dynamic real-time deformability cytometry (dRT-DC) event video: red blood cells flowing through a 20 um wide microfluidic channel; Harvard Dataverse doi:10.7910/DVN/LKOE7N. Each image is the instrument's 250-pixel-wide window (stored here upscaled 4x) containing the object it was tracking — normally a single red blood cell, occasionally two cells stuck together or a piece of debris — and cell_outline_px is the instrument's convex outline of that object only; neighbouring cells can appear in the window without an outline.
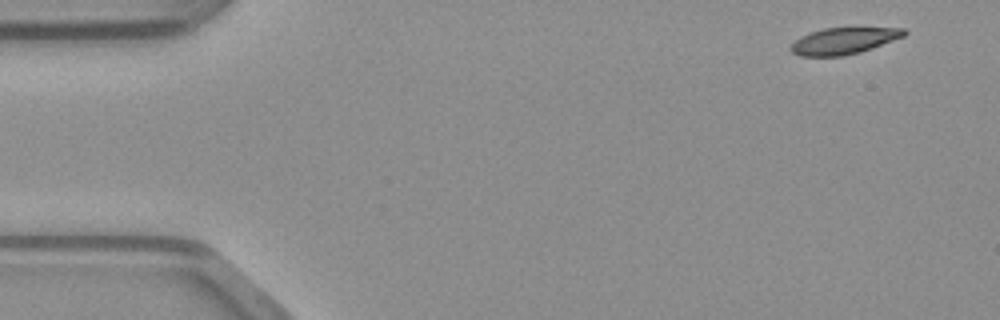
{"species": "common noctule bat (a hibernating species)", "species_latin": "Nyctalus noctula", "temperature_condition": "warm", "stored_images_in_passage": 46, "camera_frame_rate_fps": 3000, "um_per_image_px": 0.085, "animal": {"sex": "male", "body_mass_g": 23.1, "forearm_length_mm": 52.7}, "frame": {"image": 1, "passage_image": 1, "time_ms": 0.0, "image_size_px": [1000, 320], "cell_outline_px": [[908, 32], [904, 36], [872, 48], [860, 52], [844, 56], [800, 56], [792, 52], [788, 48], [800, 36], [824, 28], [852, 24], [904, 28]], "centroid_in_image_um": [71.79, 3.4], "position_along_channel_um": 13.2, "area_um2": 18.55}}
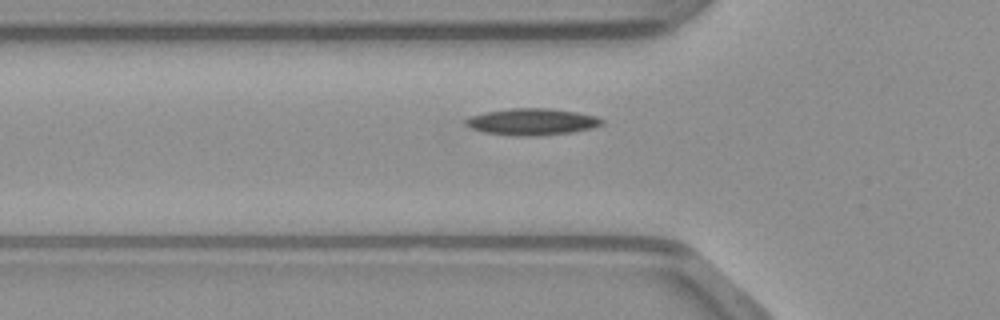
{"frame": {"image": 2, "passage_image": 14, "time_ms": 4.333, "image_size_px": [1000, 320], "cell_outline_px": [[604, 124], [592, 128], [572, 132], [540, 136], [512, 136], [484, 132], [472, 128], [464, 124], [464, 120], [472, 116], [484, 112], [512, 108], [548, 108], [576, 112], [596, 116], [604, 120]], "centroid_in_image_um": [45.23, 10.36], "position_along_channel_um": 80.6, "area_um2": 21.27}}
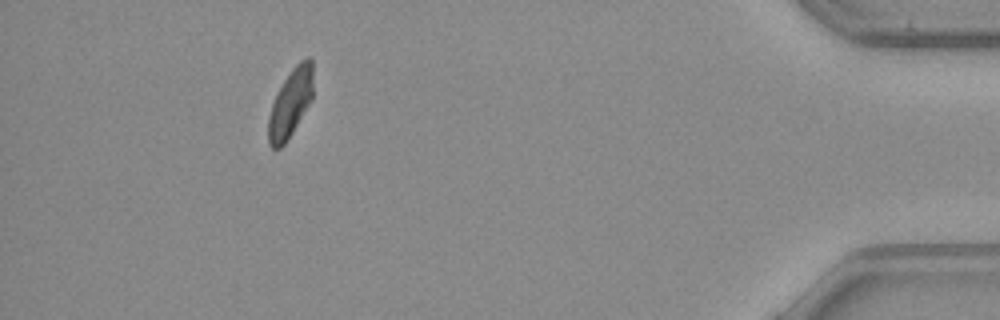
{"frame": {"image": 3, "passage_image": 42, "time_ms": 13.667, "image_size_px": [1000, 320], "cell_outline_px": [[312, 100], [292, 132], [284, 144], [280, 148], [272, 148], [268, 144], [268, 116], [272, 104], [284, 80], [292, 68], [300, 60], [308, 56], [312, 56]], "centroid_in_image_um": [24.69, 8.75], "position_along_channel_um": 410.5, "area_um2": 17.63}}